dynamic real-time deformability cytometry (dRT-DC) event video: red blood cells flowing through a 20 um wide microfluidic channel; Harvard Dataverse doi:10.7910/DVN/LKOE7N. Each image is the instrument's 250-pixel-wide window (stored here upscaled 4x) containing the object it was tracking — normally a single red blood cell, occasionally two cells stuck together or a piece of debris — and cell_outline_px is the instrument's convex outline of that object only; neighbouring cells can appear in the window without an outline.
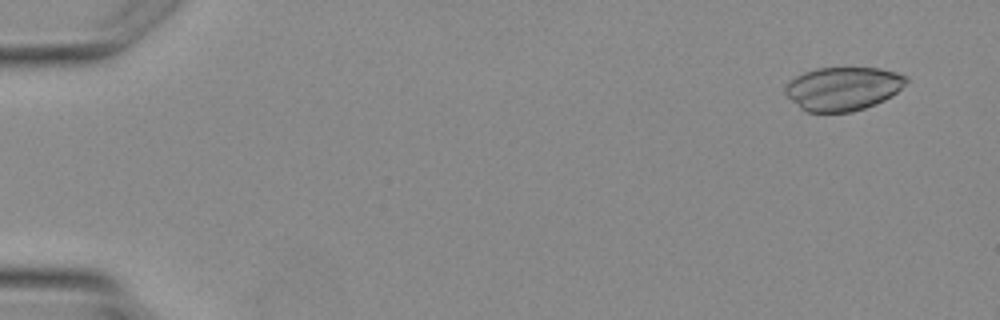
{"species": "Egyptian fruit bat (a non-hibernating species)", "species_latin": "Rousettus aegyptiacus", "temperature_condition": "warm", "stored_images_in_passage": 4, "camera_frame_rate_fps": 3000, "um_per_image_px": 0.085, "animal": {"sex": "female"}, "frame": {"image": 1, "passage_image": 1, "time_ms": 0.0, "image_size_px": [1000, 320], "cell_outline_px": [[908, 80], [892, 96], [876, 104], [852, 112], [808, 112], [800, 108], [784, 92], [784, 88], [796, 76], [804, 72], [816, 68], [880, 68], [896, 72], [908, 76]], "centroid_in_image_um": [71.67, 7.53], "position_along_channel_um": 13.3, "area_um2": 30.58}}